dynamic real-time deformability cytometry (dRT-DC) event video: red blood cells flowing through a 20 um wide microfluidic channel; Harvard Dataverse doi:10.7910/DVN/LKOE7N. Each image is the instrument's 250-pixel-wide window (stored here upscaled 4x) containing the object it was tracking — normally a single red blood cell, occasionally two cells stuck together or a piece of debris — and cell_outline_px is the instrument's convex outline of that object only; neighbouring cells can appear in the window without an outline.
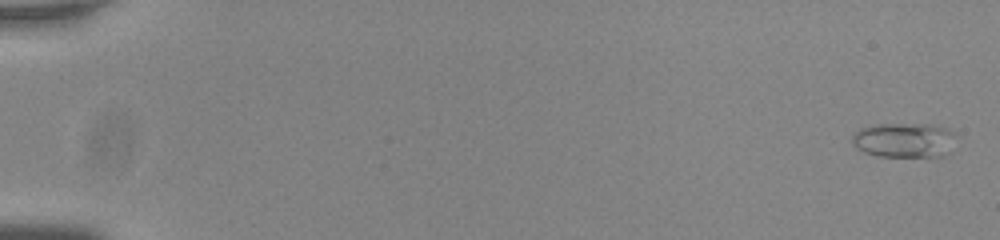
{"species": "common noctule bat (a hibernating species)", "species_latin": "Nyctalus noctula", "temperature_condition": "room temperature", "stored_images_in_passage": 57, "camera_frame_rate_fps": 3000, "um_per_image_px": 0.085, "animal": {"sex": "male", "body_mass_g": 20.0, "forearm_length_mm": 53.3}, "frame": {"image": 1, "passage_image": 2, "time_ms": 0.333, "image_size_px": [1000, 240], "cell_outline_px": [[956, 132], [952, 152], [944, 156], [876, 156], [864, 152], [856, 148], [852, 144], [852, 136], [860, 128], [876, 124], [928, 124], [948, 128]], "centroid_in_image_um": [76.9, 11.91], "position_along_channel_um": 8.1, "area_um2": 21.39}}
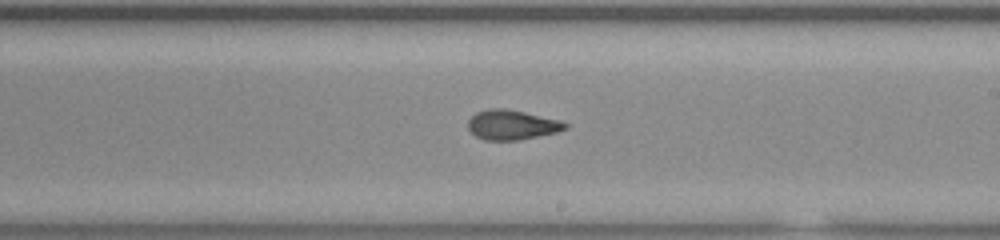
{"frame": {"image": 2, "passage_image": 35, "time_ms": 11.333, "image_size_px": [1000, 240], "cell_outline_px": [[568, 128], [556, 132], [520, 140], [484, 140], [476, 136], [468, 128], [468, 120], [476, 112], [488, 108], [504, 108], [524, 112], [560, 120], [568, 124]], "centroid_in_image_um": [43.5, 10.61], "position_along_channel_um": 245.5, "area_um2": 16.82}}
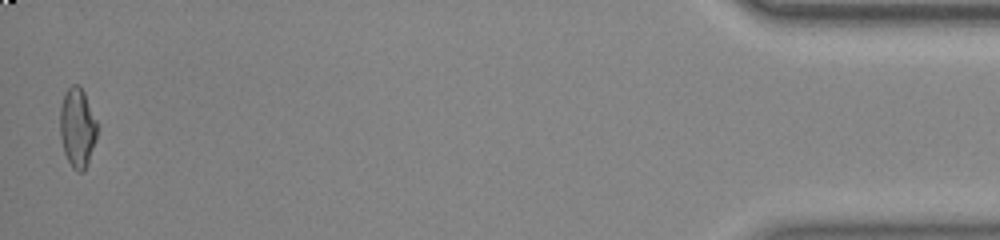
{"frame": {"image": 3, "passage_image": 56, "time_ms": 18.333, "image_size_px": [1000, 240], "cell_outline_px": [[96, 140], [88, 164], [84, 172], [76, 172], [72, 168], [64, 152], [60, 136], [60, 108], [64, 96], [68, 88], [72, 84], [80, 84], [84, 92], [96, 120]], "centroid_in_image_um": [6.57, 10.88], "position_along_channel_um": 428.6, "area_um2": 17.22}, "authors_computed_cell_mechanics": {"area_um2": 16.9932, "velocity_mm_per_s": 3.7777, "shape_relaxation_time_tau1_ms": 5.4714, "shape_relaxation_time_tau2_ms": 1.744, "deformation_change_tau1": 0.1695, "deformation_change_tau2": 0.0855}}